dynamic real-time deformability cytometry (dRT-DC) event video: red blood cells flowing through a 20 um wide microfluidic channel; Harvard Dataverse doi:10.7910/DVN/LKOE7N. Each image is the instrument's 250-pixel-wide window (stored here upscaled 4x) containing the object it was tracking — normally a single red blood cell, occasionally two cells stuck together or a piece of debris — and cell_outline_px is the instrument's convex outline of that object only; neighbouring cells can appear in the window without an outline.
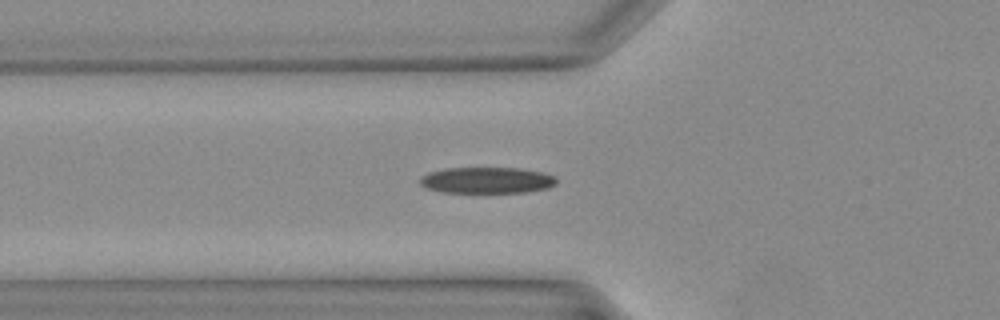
{"species": "Egyptian fruit bat (a non-hibernating species)", "species_latin": "Rousettus aegyptiacus", "temperature_condition": "warm", "stored_images_in_passage": 31, "segment_of_instrument_passage": [1, 2], "camera_frame_rate_fps": 3000, "um_per_image_px": 0.085, "animal": {"sex": "female"}, "frame": {"image": 1, "passage_image": 5, "time_ms": 1.333, "image_size_px": [1000, 320], "cell_outline_px": [[556, 184], [548, 188], [524, 192], [444, 192], [428, 188], [420, 184], [420, 176], [428, 172], [444, 168], [516, 168], [540, 172], [552, 176], [556, 180]], "centroid_in_image_um": [41.33, 15.31], "position_along_channel_um": 84.5, "area_um2": 20.58}}
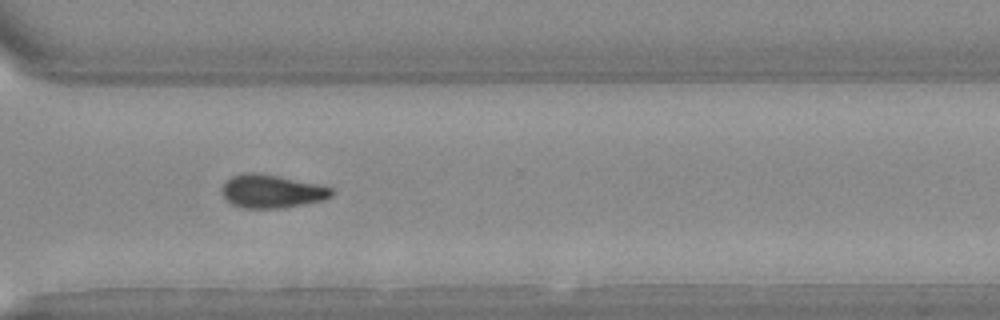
{"frame": {"image": 2, "passage_image": 20, "time_ms": 6.333, "image_size_px": [1000, 320], "cell_outline_px": [[332, 196], [324, 200], [276, 208], [244, 208], [232, 204], [220, 192], [220, 188], [232, 176], [248, 172], [252, 172], [276, 176], [316, 184], [332, 188]], "centroid_in_image_um": [23.05, 16.26], "position_along_channel_um": 347.5, "area_um2": 20.75}}
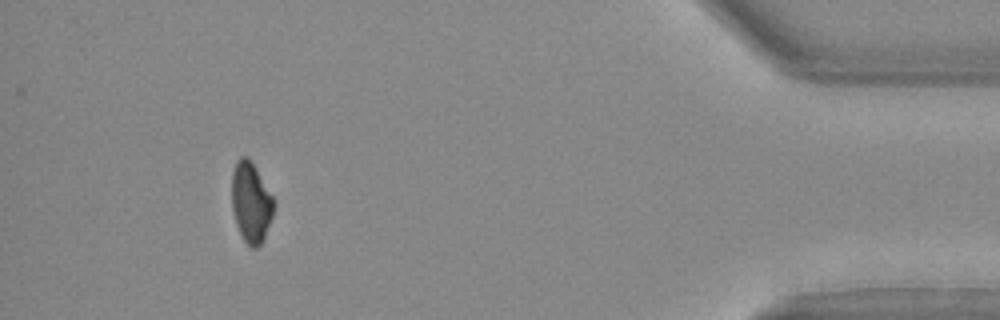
{"frame": {"image": 3, "passage_image": 27, "time_ms": 8.667, "image_size_px": [1000, 320], "cell_outline_px": [[276, 204], [272, 216], [264, 236], [260, 244], [256, 248], [248, 248], [240, 236], [236, 224], [232, 208], [232, 172], [236, 160], [240, 156], [248, 156], [252, 160], [272, 196]], "centroid_in_image_um": [21.32, 17.19], "position_along_channel_um": 413.9, "area_um2": 19.94}}